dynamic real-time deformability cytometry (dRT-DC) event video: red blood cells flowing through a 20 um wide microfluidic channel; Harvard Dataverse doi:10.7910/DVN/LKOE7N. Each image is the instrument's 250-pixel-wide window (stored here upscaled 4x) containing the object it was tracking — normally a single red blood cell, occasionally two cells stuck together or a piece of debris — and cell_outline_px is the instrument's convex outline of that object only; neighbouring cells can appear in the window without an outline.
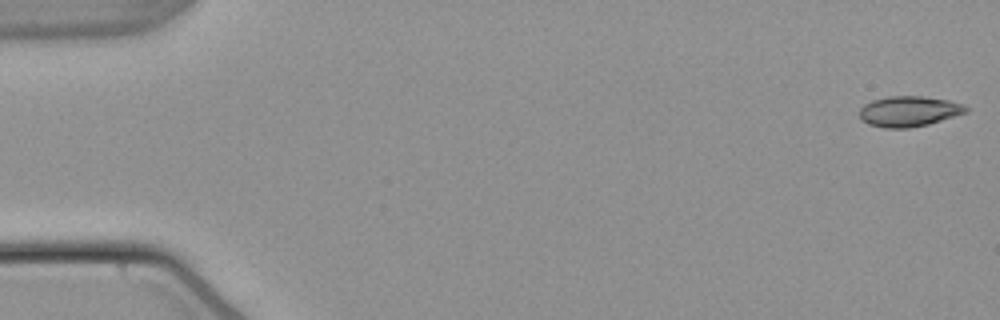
{"species": "common noctule bat (a hibernating species)", "species_latin": "Nyctalus noctula", "temperature_condition": "warm", "stored_images_in_passage": 54, "camera_frame_rate_fps": 3000, "um_per_image_px": 0.085, "animal": {"sex": "male", "body_mass_g": 21.5, "forearm_length_mm": 52.0}, "frame": {"image": 1, "passage_image": 1, "time_ms": 0.0, "image_size_px": [1000, 320], "cell_outline_px": [[968, 112], [928, 124], [908, 128], [884, 128], [868, 124], [860, 120], [860, 108], [864, 104], [872, 100], [888, 96], [920, 96], [948, 100], [964, 104], [968, 108]], "centroid_in_image_um": [77.24, 9.46], "position_along_channel_um": 7.8, "area_um2": 18.96}}
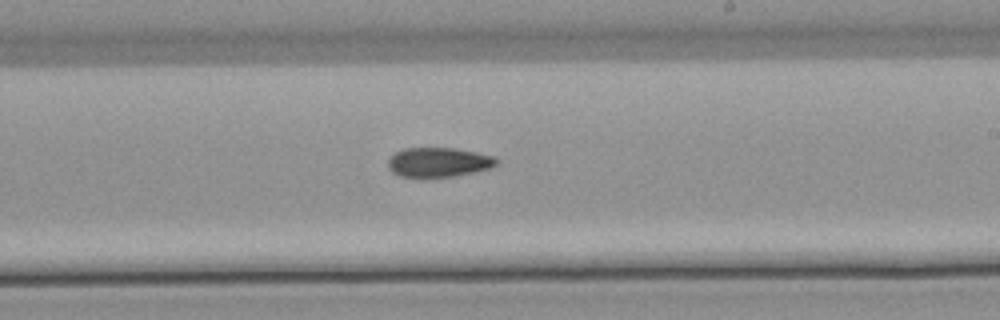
{"frame": {"image": 2, "passage_image": 32, "time_ms": 10.333, "image_size_px": [1000, 320], "cell_outline_px": [[500, 164], [492, 168], [456, 176], [400, 176], [392, 172], [388, 168], [388, 160], [396, 152], [404, 148], [452, 148], [476, 152], [496, 156], [500, 160]], "centroid_in_image_um": [37.36, 13.78], "position_along_channel_um": 251.6, "area_um2": 18.67}}
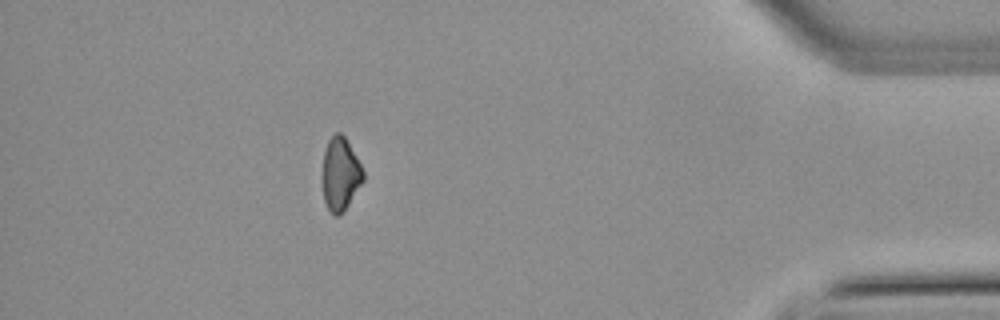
{"frame": {"image": 3, "passage_image": 48, "time_ms": 15.667, "image_size_px": [1000, 320], "cell_outline_px": [[364, 180], [344, 212], [340, 216], [336, 216], [328, 208], [324, 200], [324, 152], [328, 140], [336, 132], [340, 132], [344, 136], [360, 164], [364, 172]], "centroid_in_image_um": [28.96, 14.82], "position_along_channel_um": 406.2, "area_um2": 16.94}}